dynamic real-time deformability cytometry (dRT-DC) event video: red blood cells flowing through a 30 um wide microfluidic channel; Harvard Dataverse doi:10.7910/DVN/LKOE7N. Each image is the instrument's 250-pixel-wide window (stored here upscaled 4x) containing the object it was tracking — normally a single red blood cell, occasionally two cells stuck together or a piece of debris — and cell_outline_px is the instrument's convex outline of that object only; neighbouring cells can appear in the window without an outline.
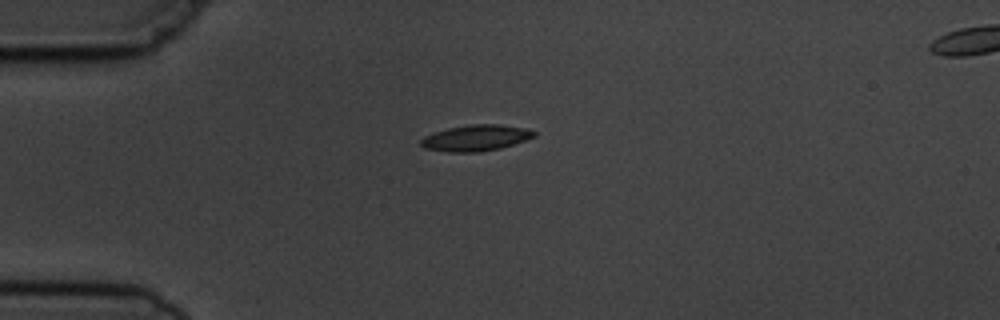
{"species": "common noctule bat (a hibernating species)", "species_latin": "Nyctalus noctula", "temperature_condition": "cold", "stored_images_in_passage": 2, "segment_of_instrument_passage": [1, 2], "camera_frame_rate_fps": 3000, "um_per_image_px": 0.085, "animal": {"sex": "male", "body_mass_g": 19.5, "forearm_length_mm": 54.6}, "frame": {"image": 1, "passage_image": 1, "time_ms": 0.0, "image_size_px": [1000, 320], "cell_outline_px": [[536, 136], [500, 148], [480, 152], [448, 152], [424, 148], [420, 144], [420, 140], [424, 136], [448, 128], [472, 124], [500, 124], [524, 128], [536, 132]], "centroid_in_image_um": [40.42, 11.72], "position_along_channel_um": 44.6, "area_um2": 17.05}}